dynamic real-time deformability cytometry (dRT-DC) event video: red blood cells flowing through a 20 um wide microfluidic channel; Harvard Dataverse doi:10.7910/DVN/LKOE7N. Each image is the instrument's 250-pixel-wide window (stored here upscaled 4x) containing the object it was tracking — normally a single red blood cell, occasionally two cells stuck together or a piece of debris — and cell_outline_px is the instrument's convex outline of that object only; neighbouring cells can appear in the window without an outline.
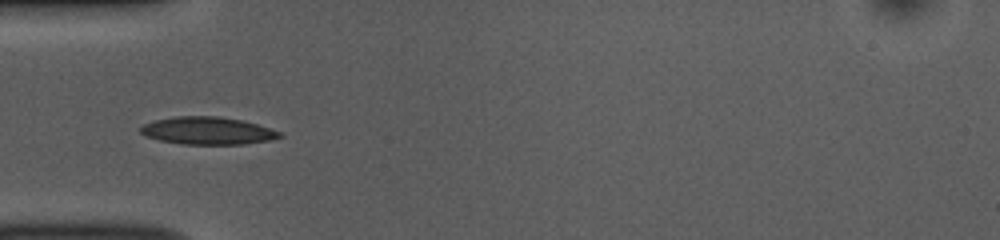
{"species": "common noctule bat (a hibernating species)", "species_latin": "Nyctalus noctula", "temperature_condition": "room temperature", "stored_images_in_passage": 38, "camera_frame_rate_fps": 3000, "um_per_image_px": 0.085, "animal": {"sex": "female", "body_mass_g": 10.0, "forearm_length_mm": 53.1}, "frame": {"image": 1, "passage_image": 3, "time_ms": 0.667, "image_size_px": [1000, 240], "cell_outline_px": [[284, 136], [268, 140], [244, 144], [184, 144], [160, 140], [144, 136], [140, 132], [140, 128], [144, 124], [156, 120], [176, 116], [220, 116], [244, 120], [280, 132]], "centroid_in_image_um": [17.63, 11.1], "position_along_channel_um": 67.4, "area_um2": 22.2}}
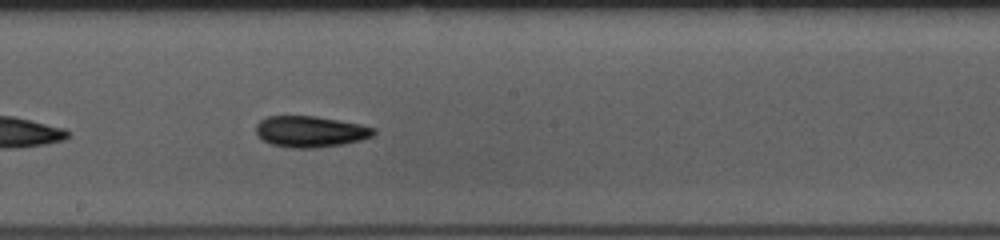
{"frame": {"image": 2, "passage_image": 15, "time_ms": 4.667, "image_size_px": [1000, 240], "cell_outline_px": [[376, 132], [372, 136], [360, 140], [340, 144], [316, 148], [292, 148], [272, 144], [264, 140], [256, 132], [256, 124], [260, 120], [268, 116], [316, 116], [360, 124], [376, 128]], "centroid_in_image_um": [26.39, 11.17], "position_along_channel_um": 221.8, "area_um2": 21.21}}
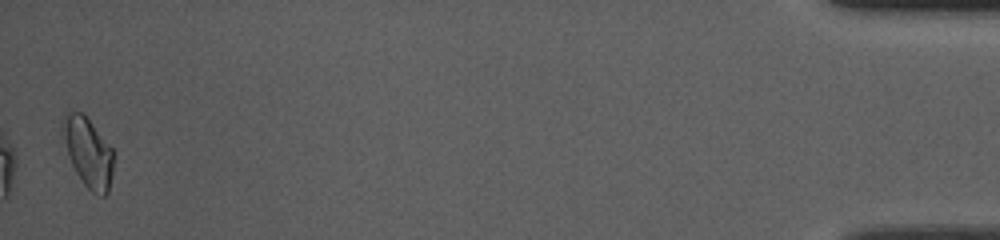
{"frame": {"image": 3, "passage_image": 38, "time_ms": 12.333, "image_size_px": [1000, 240], "cell_outline_px": [[112, 172], [108, 192], [104, 196], [100, 196], [92, 192], [84, 184], [76, 172], [72, 164], [60, 132], [60, 120], [64, 108], [80, 112], [92, 124], [112, 148]], "centroid_in_image_um": [7.41, 12.87], "position_along_channel_um": 427.8, "area_um2": 20.69}, "authors_computed_cell_mechanics": {"area_um2": 20.5768, "velocity_mm_per_s": 3.8535, "shape_relaxation_time_tau1_ms": 7.6315, "shape_relaxation_time_tau2_ms": null, "deformation_change_tau1": 0.1612, "deformation_change_tau2": null}}